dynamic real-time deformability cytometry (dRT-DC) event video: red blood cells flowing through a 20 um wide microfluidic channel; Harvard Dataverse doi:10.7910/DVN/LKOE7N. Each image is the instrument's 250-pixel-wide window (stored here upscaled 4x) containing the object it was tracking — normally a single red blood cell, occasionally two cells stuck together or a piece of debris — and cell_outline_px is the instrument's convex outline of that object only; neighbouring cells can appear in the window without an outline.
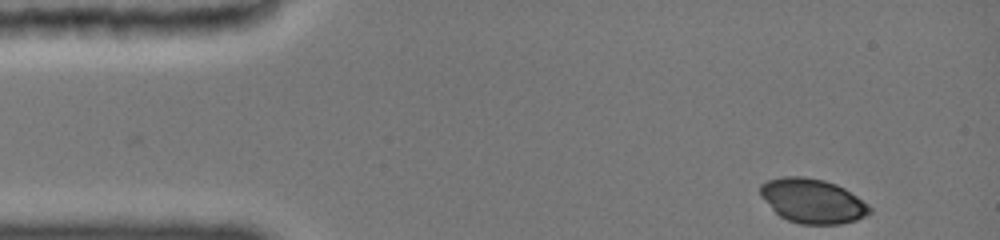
{"species": "common noctule bat (a hibernating species)", "species_latin": "Nyctalus noctula", "temperature_condition": "cold", "stored_images_in_passage": 40, "camera_frame_rate_fps": 3000, "um_per_image_px": 0.085, "animal": {"sex": "female", "body_mass_g": 19.0, "forearm_length_mm": 51.5}, "frame": {"image": 1, "passage_image": 1, "time_ms": 0.0, "image_size_px": [1000, 240], "cell_outline_px": [[872, 212], [856, 220], [840, 224], [800, 224], [788, 220], [780, 216], [760, 196], [760, 184], [768, 180], [784, 176], [804, 176], [824, 180], [836, 184], [844, 188], [868, 204], [872, 208]], "centroid_in_image_um": [69.06, 17.07], "position_along_channel_um": 15.9, "area_um2": 28.26}}